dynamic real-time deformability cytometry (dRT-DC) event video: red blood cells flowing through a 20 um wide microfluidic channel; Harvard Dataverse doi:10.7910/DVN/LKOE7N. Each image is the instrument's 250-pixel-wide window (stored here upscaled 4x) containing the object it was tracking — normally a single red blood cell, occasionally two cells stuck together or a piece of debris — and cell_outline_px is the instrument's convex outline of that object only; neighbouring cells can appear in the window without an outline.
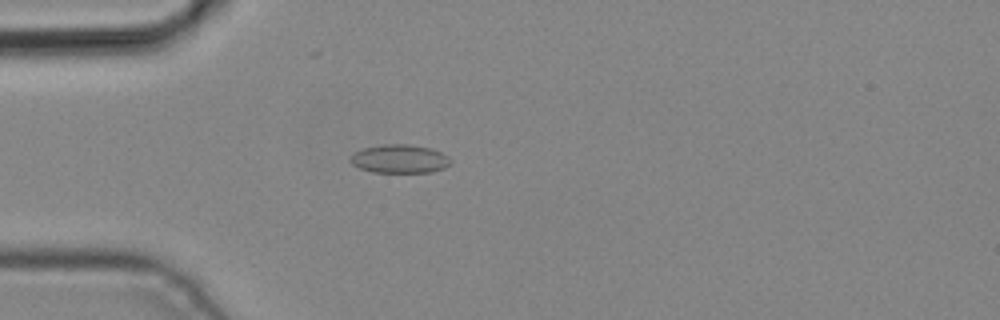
{"species": "common noctule bat (a hibernating species)", "species_latin": "Nyctalus noctula", "temperature_condition": "cold", "stored_images_in_passage": 3, "camera_frame_rate_fps": 3000, "um_per_image_px": 0.085, "animal": {"sex": "male", "body_mass_g": 19.2, "forearm_length_mm": 51.8}, "frame": {"image": 1, "passage_image": 3, "time_ms": 0.667, "image_size_px": [1000, 320], "cell_outline_px": [[452, 160], [444, 168], [432, 172], [372, 172], [360, 168], [352, 164], [348, 160], [348, 156], [352, 152], [364, 148], [384, 144], [408, 144], [432, 148], [448, 156]], "centroid_in_image_um": [33.92, 13.49], "position_along_channel_um": 51.1, "area_um2": 16.82}}